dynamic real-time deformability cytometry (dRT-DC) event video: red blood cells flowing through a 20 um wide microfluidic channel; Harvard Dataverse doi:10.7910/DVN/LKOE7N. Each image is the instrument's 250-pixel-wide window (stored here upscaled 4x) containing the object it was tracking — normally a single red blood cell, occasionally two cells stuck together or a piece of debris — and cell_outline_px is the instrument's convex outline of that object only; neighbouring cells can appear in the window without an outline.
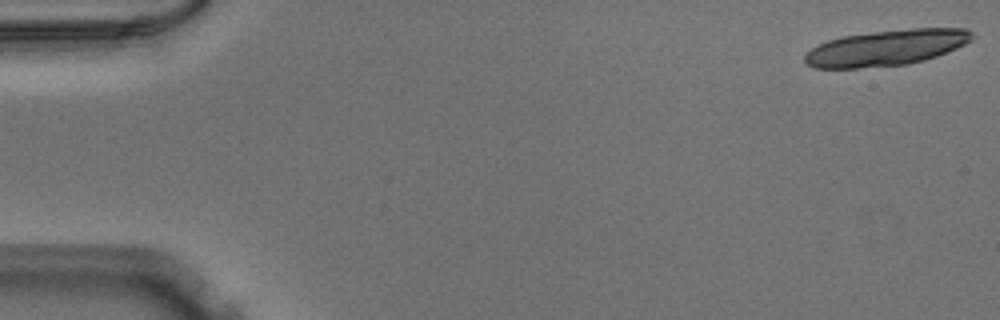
{"species": "Egyptian fruit bat (a non-hibernating species)", "species_latin": "Rousettus aegyptiacus", "temperature_condition": "warm", "stored_images_in_passage": 19, "camera_frame_rate_fps": 3000, "um_per_image_px": 0.085, "animal": {"sex": "male"}, "frame": {"image": 1, "passage_image": 1, "time_ms": 0.0, "image_size_px": [1000, 320], "cell_outline_px": [[972, 40], [956, 48], [936, 56], [924, 60], [908, 64], [856, 68], [812, 68], [804, 60], [804, 56], [812, 48], [828, 40], [844, 36], [872, 32], [912, 28], [968, 28], [972, 32]], "centroid_in_image_um": [75.35, 4.06], "position_along_channel_um": 9.7, "area_um2": 34.68}}